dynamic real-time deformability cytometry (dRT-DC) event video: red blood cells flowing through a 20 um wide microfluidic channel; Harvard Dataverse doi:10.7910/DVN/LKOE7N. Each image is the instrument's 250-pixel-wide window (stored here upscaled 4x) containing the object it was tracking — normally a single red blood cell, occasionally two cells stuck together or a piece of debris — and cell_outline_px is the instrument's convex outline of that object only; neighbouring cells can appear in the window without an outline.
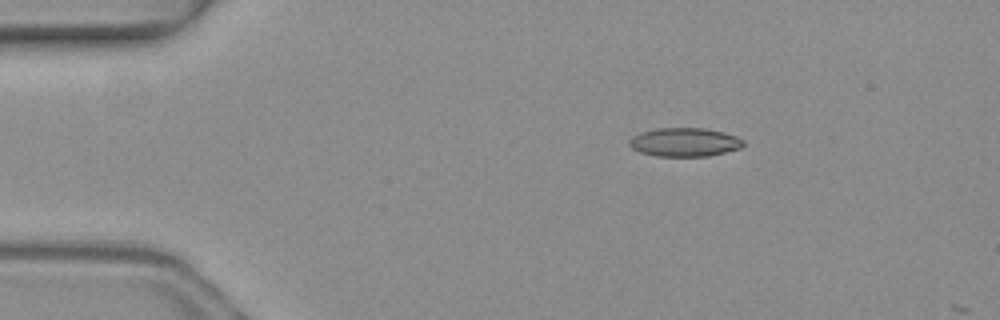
{"species": "common noctule bat (a hibernating species)", "species_latin": "Nyctalus noctula", "temperature_condition": "warm", "stored_images_in_passage": 5, "camera_frame_rate_fps": 3000, "um_per_image_px": 0.085, "animal": {"sex": "female", "body_mass_g": 19.3, "forearm_length_mm": 54.1}, "frame": {"image": 1, "passage_image": 3, "time_ms": 0.667, "image_size_px": [1000, 320], "cell_outline_px": [[744, 144], [740, 148], [708, 156], [656, 156], [640, 152], [632, 148], [628, 144], [628, 140], [632, 136], [640, 132], [656, 128], [704, 128], [724, 132], [736, 136], [744, 140]], "centroid_in_image_um": [58.16, 12.08], "position_along_channel_um": 26.8, "area_um2": 19.13}}